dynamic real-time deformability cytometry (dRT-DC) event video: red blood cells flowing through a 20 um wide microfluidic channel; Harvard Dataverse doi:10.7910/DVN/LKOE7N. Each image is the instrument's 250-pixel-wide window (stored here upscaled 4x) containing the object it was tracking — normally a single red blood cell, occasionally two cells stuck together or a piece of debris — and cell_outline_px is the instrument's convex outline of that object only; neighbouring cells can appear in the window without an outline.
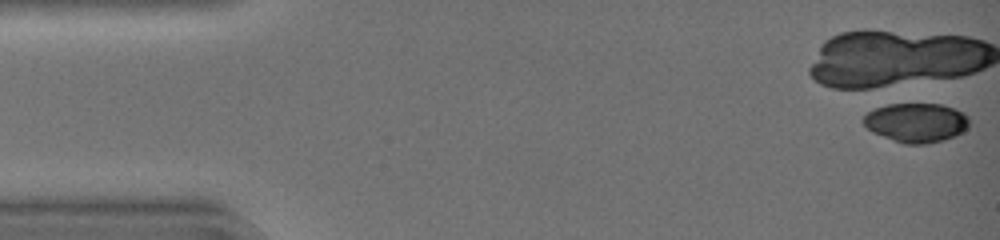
{"species": "common noctule bat (a hibernating species)", "species_latin": "Nyctalus noctula", "temperature_condition": "warm", "stored_images_in_passage": 25, "camera_frame_rate_fps": 3000, "um_per_image_px": 0.085, "animal": {"sex": "female", "body_mass_g": 19.0, "forearm_length_mm": 51.5}, "frame": {"image": 1, "passage_image": 1, "time_ms": 0.0, "image_size_px": [1000, 240], "cell_outline_px": [[968, 128], [964, 132], [956, 136], [944, 140], [924, 144], [904, 144], [872, 132], [864, 124], [864, 116], [868, 112], [876, 108], [888, 104], [940, 104], [964, 112], [968, 116]], "centroid_in_image_um": [77.91, 10.43], "position_along_channel_um": 7.1, "area_um2": 24.16}}